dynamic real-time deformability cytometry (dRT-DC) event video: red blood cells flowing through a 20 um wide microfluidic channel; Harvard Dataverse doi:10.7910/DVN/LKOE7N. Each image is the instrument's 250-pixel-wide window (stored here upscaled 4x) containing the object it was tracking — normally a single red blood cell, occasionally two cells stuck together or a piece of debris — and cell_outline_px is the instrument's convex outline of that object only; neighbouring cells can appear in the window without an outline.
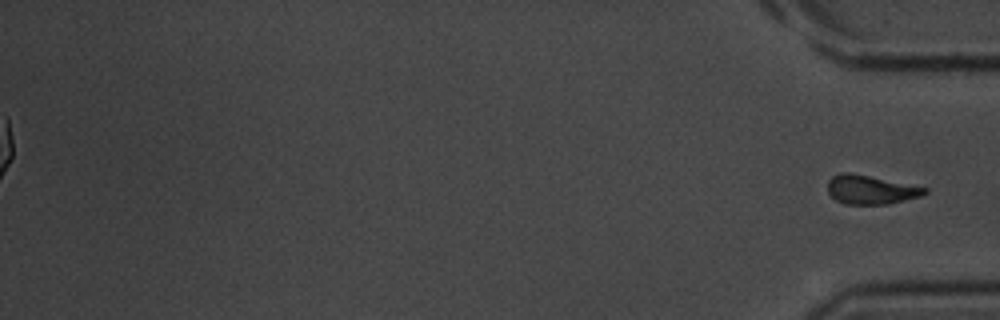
{"species": "common noctule bat (a hibernating species)", "species_latin": "Nyctalus noctula", "temperature_condition": "room temperature", "stored_images_in_passage": 43, "segment_of_instrument_passage": [2, 2], "camera_frame_rate_fps": 3000, "um_per_image_px": 0.085, "animal": {"sex": "male", "body_mass_g": 20.1, "forearm_length_mm": 53.5}, "frame": {"image": 1, "passage_image": 43, "time_ms": 14.0, "image_size_px": [1000, 320], "cell_outline_px": [[928, 192], [920, 196], [888, 204], [844, 204], [836, 200], [828, 192], [828, 180], [832, 176], [840, 172], [852, 172], [928, 188]], "centroid_in_image_um": [73.98, 16.11], "position_along_channel_um": 361.2, "area_um2": 16.36}}